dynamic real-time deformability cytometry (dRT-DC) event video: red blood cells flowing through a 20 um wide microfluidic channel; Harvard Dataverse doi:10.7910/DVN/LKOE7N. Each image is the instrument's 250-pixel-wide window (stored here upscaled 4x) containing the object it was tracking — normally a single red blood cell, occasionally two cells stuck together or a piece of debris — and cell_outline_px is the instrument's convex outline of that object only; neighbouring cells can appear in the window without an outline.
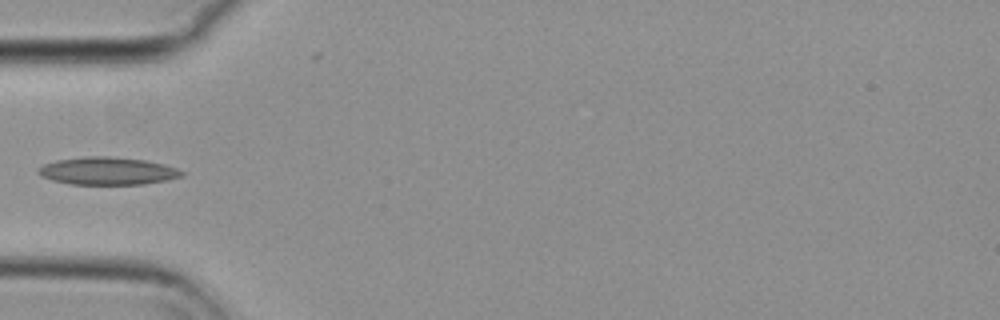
{"species": "common noctule bat (a hibernating species)", "species_latin": "Nyctalus noctula", "temperature_condition": "cold", "stored_images_in_passage": 38, "camera_frame_rate_fps": 3000, "um_per_image_px": 0.085, "animal": {"sex": "female", "body_mass_g": 29.2, "forearm_length_mm": 56.3}, "frame": {"image": 1, "passage_image": 1, "time_ms": 0.0, "image_size_px": [1000, 320], "cell_outline_px": [[184, 176], [168, 180], [144, 184], [72, 184], [52, 180], [40, 176], [36, 172], [36, 168], [44, 164], [56, 160], [88, 156], [108, 156], [144, 160], [164, 164], [176, 168], [184, 172]], "centroid_in_image_um": [9.12, 14.53], "position_along_channel_um": 75.9, "area_um2": 23.18}}
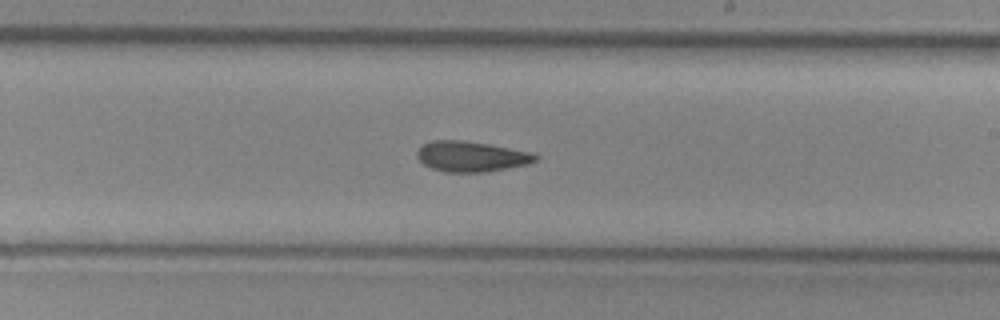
{"frame": {"image": 2, "passage_image": 15, "time_ms": 4.667, "image_size_px": [1000, 320], "cell_outline_px": [[540, 156], [536, 160], [528, 164], [488, 172], [444, 172], [432, 168], [424, 164], [416, 156], [416, 152], [424, 144], [432, 140], [460, 140], [488, 144], [532, 152]], "centroid_in_image_um": [40.07, 13.3], "position_along_channel_um": 248.9, "area_um2": 20.98}}
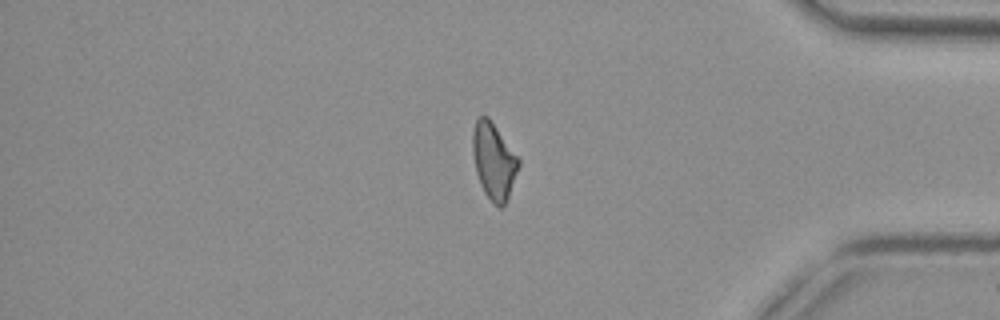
{"frame": {"image": 3, "passage_image": 29, "time_ms": 9.333, "image_size_px": [1000, 320], "cell_outline_px": [[520, 164], [504, 208], [500, 208], [484, 192], [480, 184], [476, 172], [472, 152], [472, 132], [476, 120], [480, 116], [488, 116], [520, 160]], "centroid_in_image_um": [41.96, 13.68], "position_along_channel_um": 393.2, "area_um2": 20.23}}